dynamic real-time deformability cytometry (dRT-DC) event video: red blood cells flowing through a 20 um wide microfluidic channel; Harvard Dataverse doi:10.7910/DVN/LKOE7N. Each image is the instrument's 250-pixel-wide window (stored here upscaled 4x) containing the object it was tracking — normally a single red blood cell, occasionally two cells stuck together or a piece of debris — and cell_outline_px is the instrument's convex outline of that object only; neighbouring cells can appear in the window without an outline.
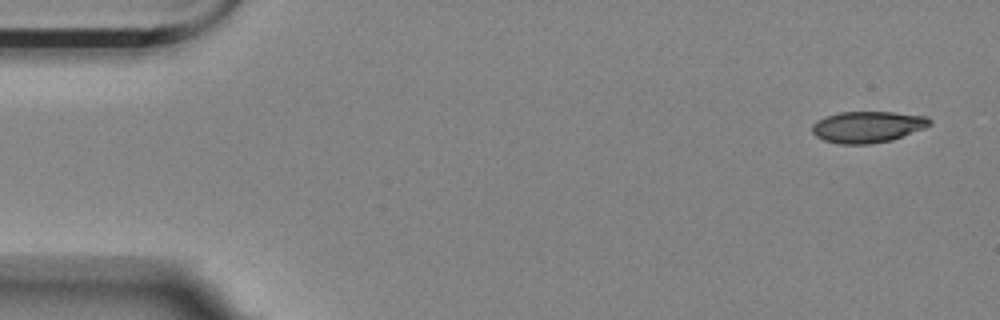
{"species": "Egyptian fruit bat (a non-hibernating species)", "species_latin": "Rousettus aegyptiacus", "temperature_condition": "room temperature", "stored_images_in_passage": 6, "camera_frame_rate_fps": 3000, "um_per_image_px": 0.085, "animal": {"sex": "female"}, "frame": {"image": 1, "passage_image": 1, "time_ms": 0.0, "image_size_px": [1000, 320], "cell_outline_px": [[932, 124], [924, 128], [892, 140], [872, 144], [840, 144], [824, 140], [816, 136], [812, 132], [812, 124], [816, 120], [824, 116], [840, 112], [892, 112], [928, 116], [932, 120]], "centroid_in_image_um": [73.74, 10.78], "position_along_channel_um": 11.3, "area_um2": 21.68}}
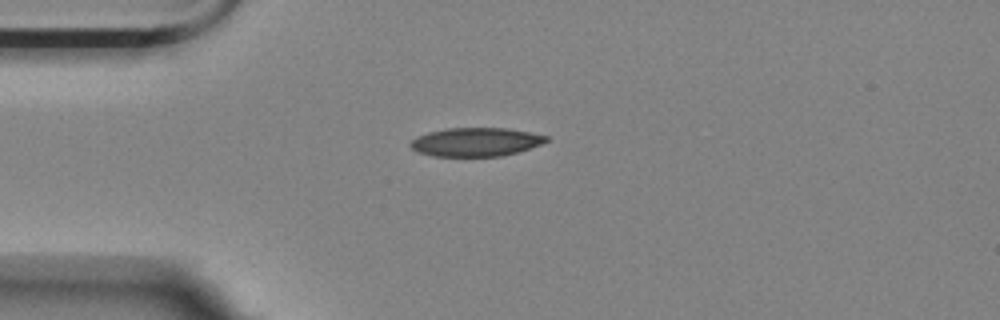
{"frame": {"image": 2, "passage_image": 4, "time_ms": 3.667, "image_size_px": [1000, 320], "cell_outline_px": [[548, 140], [540, 144], [504, 156], [432, 156], [416, 152], [408, 144], [416, 136], [428, 132], [448, 128], [508, 128], [548, 136]], "centroid_in_image_um": [40.39, 12.07], "position_along_channel_um": 44.6, "area_um2": 22.6}}
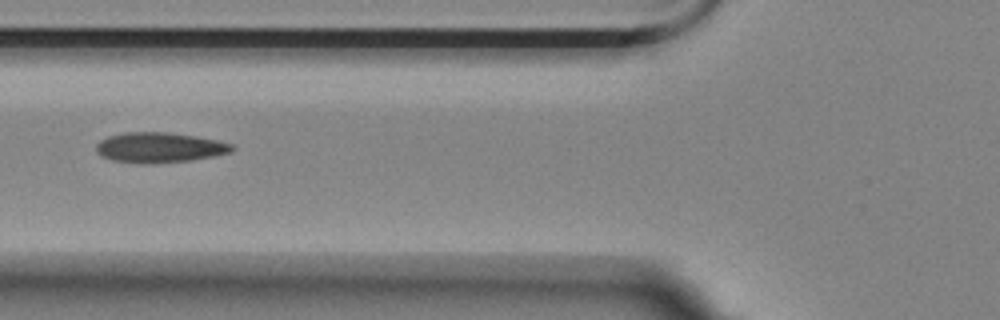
{"frame": {"image": 3, "passage_image": 6, "time_ms": 6.0, "image_size_px": [1000, 320], "cell_outline_px": [[236, 148], [232, 152], [192, 160], [152, 164], [140, 164], [112, 160], [100, 156], [96, 152], [96, 144], [100, 140], [108, 136], [124, 132], [168, 132], [196, 136], [216, 140], [232, 144]], "centroid_in_image_um": [13.53, 12.54], "position_along_channel_um": 112.3, "area_um2": 24.16}}